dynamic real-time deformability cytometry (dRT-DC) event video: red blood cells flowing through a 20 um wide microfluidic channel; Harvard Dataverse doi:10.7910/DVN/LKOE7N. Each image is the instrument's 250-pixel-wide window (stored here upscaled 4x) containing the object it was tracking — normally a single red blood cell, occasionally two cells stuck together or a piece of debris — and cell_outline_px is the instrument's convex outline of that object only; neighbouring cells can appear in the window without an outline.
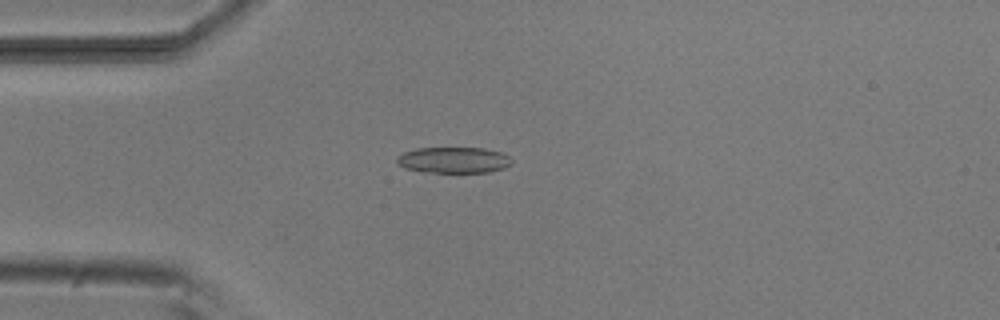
{"species": "common noctule bat (a hibernating species)", "species_latin": "Nyctalus noctula", "temperature_condition": "room temperature", "stored_images_in_passage": 48, "camera_frame_rate_fps": 3000, "um_per_image_px": 0.085, "animal": {"sex": "male", "body_mass_g": 20.5, "forearm_length_mm": 52.5}, "frame": {"image": 1, "passage_image": 9, "time_ms": 2.667, "image_size_px": [1000, 320], "cell_outline_px": [[512, 164], [504, 168], [488, 172], [424, 172], [404, 168], [396, 160], [404, 152], [416, 148], [484, 148], [500, 152], [508, 156], [512, 160]], "centroid_in_image_um": [38.58, 13.6], "position_along_channel_um": 46.4, "area_um2": 17.28}}
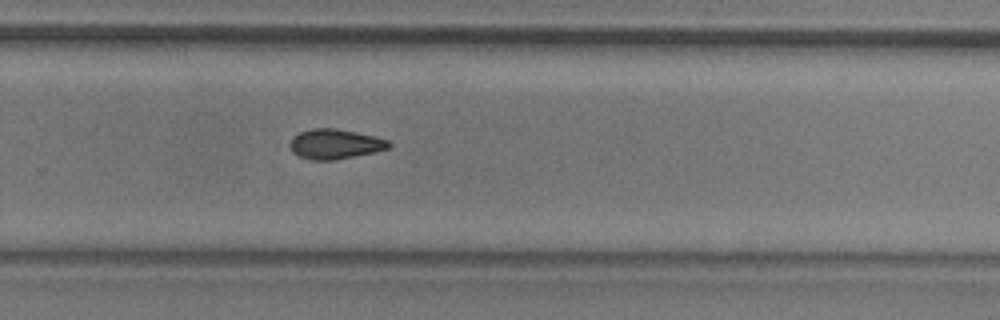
{"frame": {"image": 2, "passage_image": 30, "time_ms": 9.667, "image_size_px": [1000, 320], "cell_outline_px": [[392, 144], [388, 148], [376, 152], [336, 160], [312, 160], [300, 156], [292, 152], [292, 140], [300, 132], [312, 128], [336, 128], [372, 136], [388, 140]], "centroid_in_image_um": [28.52, 12.25], "position_along_channel_um": 301.3, "area_um2": 16.94}}
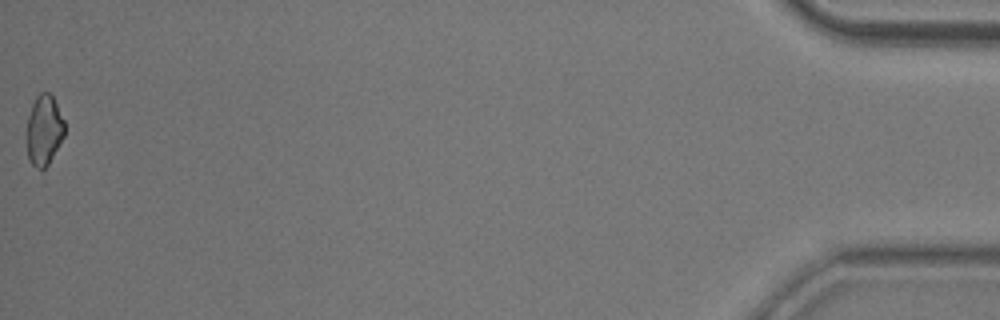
{"frame": {"image": 3, "passage_image": 48, "time_ms": 15.667, "image_size_px": [1000, 320], "cell_outline_px": [[64, 136], [48, 164], [44, 168], [40, 168], [32, 164], [28, 160], [24, 132], [28, 116], [32, 104], [36, 96], [40, 92], [48, 92], [52, 96], [64, 120]], "centroid_in_image_um": [3.69, 11.06], "position_along_channel_um": 431.5, "area_um2": 15.72}, "authors_computed_cell_mechanics": {"area_um2": 17.4556, "velocity_mm_per_s": 3.8331, "shape_relaxation_time_tau1_ms": 6.7121, "shape_relaxation_time_tau2_ms": 2.3791, "deformation_change_tau1": 0.1324, "deformation_change_tau2": 0.084}}